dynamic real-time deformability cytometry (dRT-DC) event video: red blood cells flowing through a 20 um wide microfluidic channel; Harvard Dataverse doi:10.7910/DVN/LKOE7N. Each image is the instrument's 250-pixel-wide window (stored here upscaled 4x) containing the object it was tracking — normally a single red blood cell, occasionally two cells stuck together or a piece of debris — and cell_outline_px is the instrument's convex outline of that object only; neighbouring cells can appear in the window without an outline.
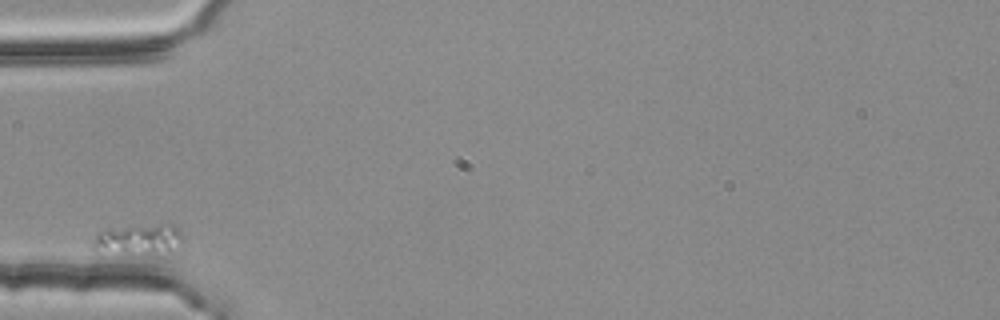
{"species": "common noctule bat (a hibernating species)", "species_latin": "Nyctalus noctula", "temperature_condition": "room temperature", "stored_images_in_passage": 33, "camera_frame_rate_fps": 3000, "um_per_image_px": 0.085, "animal": {"sex": "female", "body_mass_g": 25.1}, "frame": {"image": 1, "passage_image": 1, "time_ms": 0.0, "image_size_px": [1000, 320], "cell_outline_px": [[184, 236], [180, 240], [156, 256], [124, 256], [96, 252], [92, 248], [92, 240], [96, 232], [124, 228], [172, 224]], "centroid_in_image_um": [11.62, 20.45], "position_along_channel_um": 73.4, "area_um2": 16.01}}